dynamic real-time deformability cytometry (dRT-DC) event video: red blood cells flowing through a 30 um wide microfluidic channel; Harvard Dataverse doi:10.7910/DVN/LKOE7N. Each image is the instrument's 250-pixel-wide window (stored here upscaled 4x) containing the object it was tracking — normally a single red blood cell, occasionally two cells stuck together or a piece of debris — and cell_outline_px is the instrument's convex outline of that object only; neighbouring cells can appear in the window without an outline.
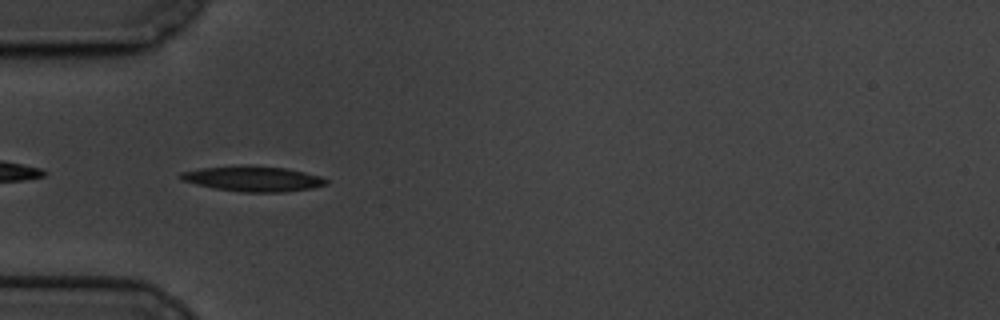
{"species": "common noctule bat (a hibernating species)", "species_latin": "Nyctalus noctula", "temperature_condition": "cold", "stored_images_in_passage": 43, "camera_frame_rate_fps": 3000, "um_per_image_px": 0.085, "animal": {"sex": "male", "body_mass_g": 19.5, "forearm_length_mm": 54.6}, "frame": {"image": 1, "passage_image": 2, "time_ms": 0.333, "image_size_px": [1000, 320], "cell_outline_px": [[328, 184], [312, 188], [284, 192], [240, 192], [212, 188], [180, 180], [176, 176], [180, 172], [200, 168], [248, 164], [284, 168], [304, 172], [320, 176], [328, 180]], "centroid_in_image_um": [21.45, 15.19], "position_along_channel_um": 63.6, "area_um2": 21.79}}
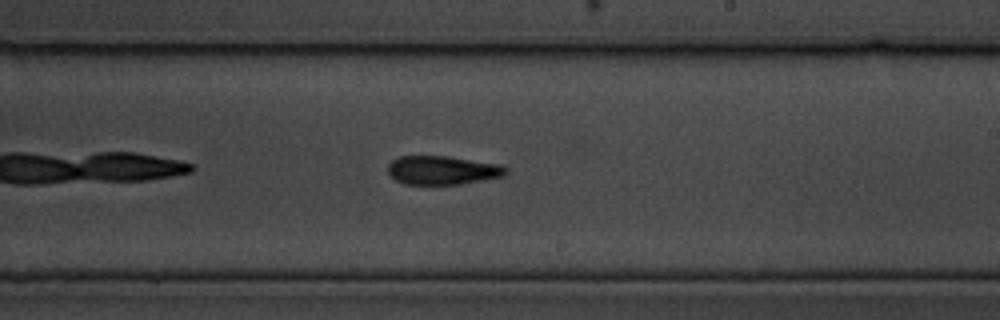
{"frame": {"image": 2, "passage_image": 19, "time_ms": 6.0, "image_size_px": [1000, 320], "cell_outline_px": [[508, 172], [504, 176], [460, 184], [404, 184], [396, 180], [388, 172], [388, 164], [392, 160], [400, 156], [448, 156], [504, 164], [508, 168]], "centroid_in_image_um": [37.66, 14.46], "position_along_channel_um": 251.3, "area_um2": 19.94}}
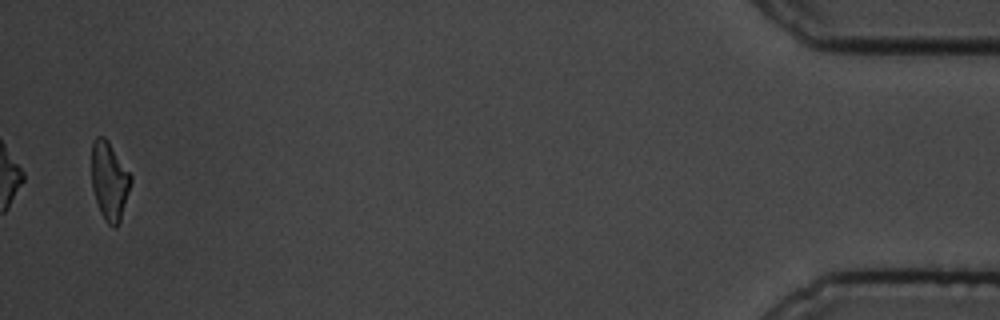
{"frame": {"image": 3, "passage_image": 42, "time_ms": 13.667, "image_size_px": [1000, 320], "cell_outline_px": [[132, 180], [120, 220], [116, 228], [112, 228], [104, 220], [100, 212], [92, 188], [92, 140], [96, 136], [104, 136], [108, 140], [132, 176]], "centroid_in_image_um": [9.29, 15.37], "position_along_channel_um": 425.9, "area_um2": 17.92}, "authors_computed_cell_mechanics": {"area_um2": 19.9988, "velocity_mm_per_s": 3.357, "shape_relaxation_time_tau1_ms": 4.6844, "shape_relaxation_time_tau2_ms": 4.7501, "deformation_change_tau1": 0.1314, "deformation_change_tau2": 0.136}}